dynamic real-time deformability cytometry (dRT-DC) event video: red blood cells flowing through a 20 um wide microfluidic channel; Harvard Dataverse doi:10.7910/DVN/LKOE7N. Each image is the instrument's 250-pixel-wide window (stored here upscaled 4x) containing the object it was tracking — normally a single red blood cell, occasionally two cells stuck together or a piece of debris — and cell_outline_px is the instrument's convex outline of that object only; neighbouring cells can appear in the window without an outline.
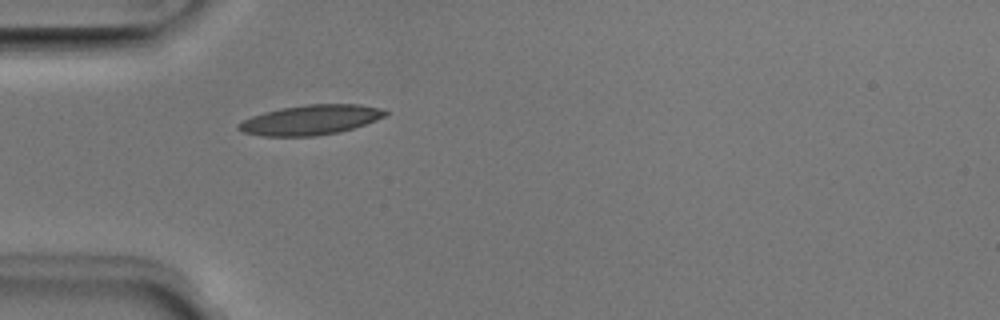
{"species": "Egyptian fruit bat (a non-hibernating species)", "species_latin": "Rousettus aegyptiacus", "temperature_condition": "room temperature", "stored_images_in_passage": 36, "camera_frame_rate_fps": 3000, "um_per_image_px": 0.085, "animal": {"sex": "male"}, "frame": {"image": 1, "passage_image": 1, "time_ms": 0.0, "image_size_px": [1000, 320], "cell_outline_px": [[388, 112], [384, 116], [376, 120], [340, 132], [316, 136], [260, 136], [244, 132], [236, 128], [236, 124], [252, 116], [264, 112], [280, 108], [304, 104], [360, 104], [380, 108]], "centroid_in_image_um": [26.37, 10.19], "position_along_channel_um": 58.6, "area_um2": 25.55}}
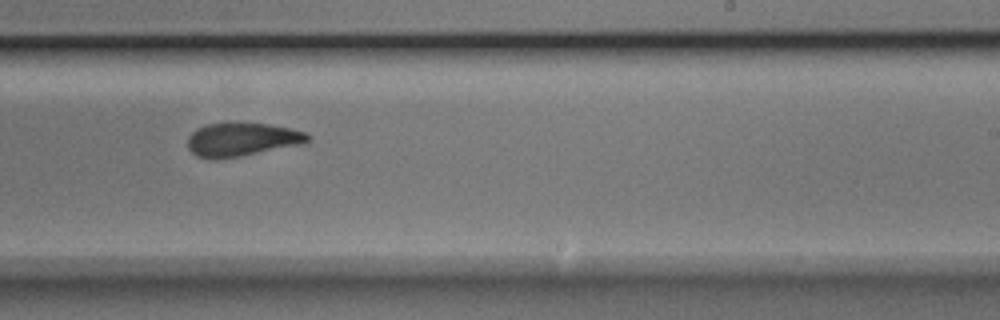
{"frame": {"image": 2, "passage_image": 17, "time_ms": 5.333, "image_size_px": [1000, 320], "cell_outline_px": [[312, 140], [304, 144], [240, 156], [216, 160], [212, 160], [196, 156], [188, 148], [188, 136], [196, 128], [208, 124], [236, 120], [268, 124], [288, 128], [304, 132], [312, 136]], "centroid_in_image_um": [20.56, 11.83], "position_along_channel_um": 268.4, "area_um2": 24.22}}
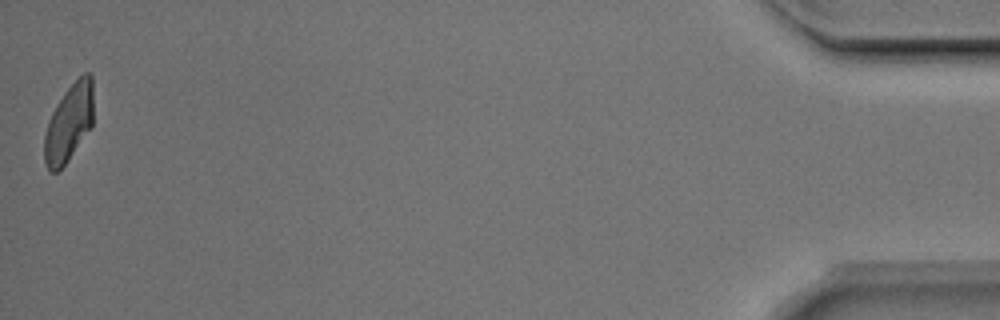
{"frame": {"image": 3, "passage_image": 36, "time_ms": 11.667, "image_size_px": [1000, 320], "cell_outline_px": [[92, 128], [68, 160], [56, 172], [52, 172], [48, 168], [44, 160], [44, 136], [48, 120], [56, 104], [64, 92], [84, 72], [88, 72], [92, 76]], "centroid_in_image_um": [5.86, 10.45], "position_along_channel_um": 429.3, "area_um2": 22.08}, "authors_computed_cell_mechanics": {"area_um2": 23.8425, "velocity_mm_per_s": 4.023, "shape_relaxation_time_tau1_ms": 4.8205, "shape_relaxation_time_tau2_ms": 1.6588, "deformation_change_tau1": 0.1698, "deformation_change_tau2": 0.0885}}